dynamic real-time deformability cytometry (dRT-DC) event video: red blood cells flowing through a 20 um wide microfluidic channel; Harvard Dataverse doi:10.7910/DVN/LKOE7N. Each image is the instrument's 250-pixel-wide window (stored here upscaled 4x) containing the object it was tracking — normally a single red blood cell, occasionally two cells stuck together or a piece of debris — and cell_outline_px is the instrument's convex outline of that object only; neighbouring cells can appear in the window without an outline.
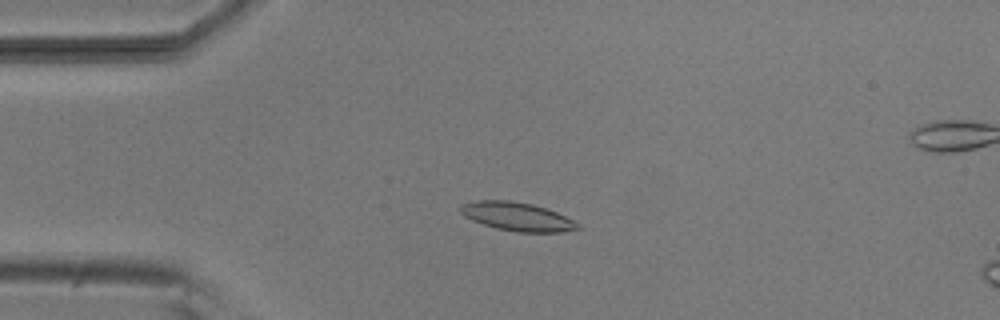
{"species": "common noctule bat (a hibernating species)", "species_latin": "Nyctalus noctula", "temperature_condition": "room temperature", "stored_images_in_passage": 47, "camera_frame_rate_fps": 3000, "um_per_image_px": 0.085, "animal": {"sex": "male", "body_mass_g": 20.5, "forearm_length_mm": 52.5}, "frame": {"image": 1, "passage_image": 13, "time_ms": 4.0, "image_size_px": [1000, 320], "cell_outline_px": [[580, 228], [564, 232], [516, 232], [496, 228], [472, 220], [464, 216], [460, 212], [460, 204], [476, 200], [508, 200], [532, 204], [556, 212], [580, 224]], "centroid_in_image_um": [43.93, 18.41], "position_along_channel_um": 41.1, "area_um2": 19.42}}
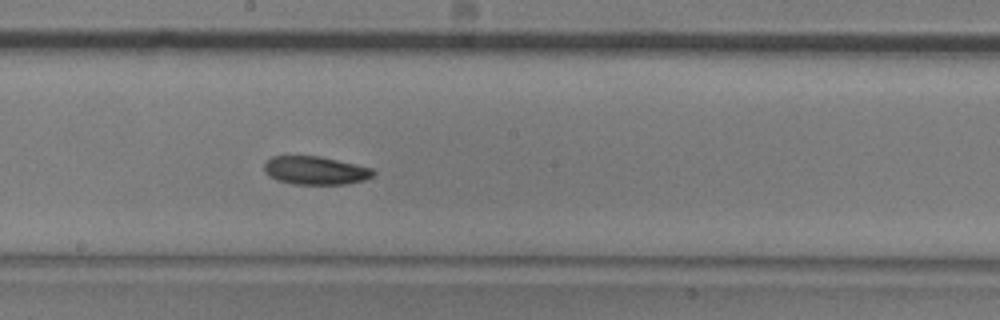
{"frame": {"image": 2, "passage_image": 29, "time_ms": 9.333, "image_size_px": [1000, 320], "cell_outline_px": [[376, 172], [372, 176], [364, 180], [348, 184], [292, 184], [276, 180], [268, 176], [264, 172], [264, 164], [272, 156], [320, 156], [356, 164], [372, 168]], "centroid_in_image_um": [26.8, 14.49], "position_along_channel_um": 221.4, "area_um2": 18.09}}
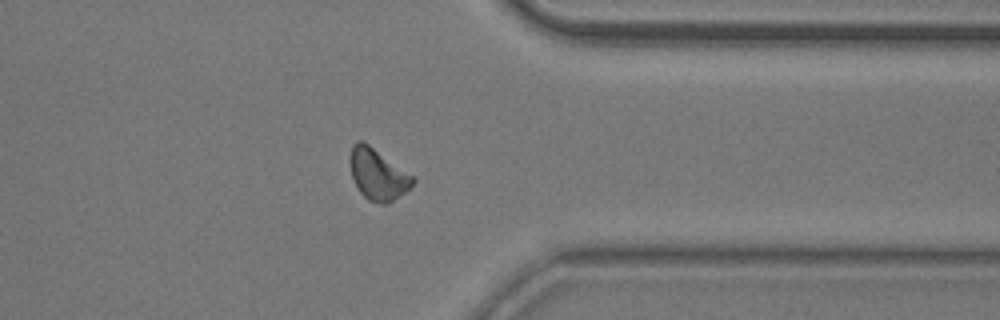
{"frame": {"image": 3, "passage_image": 42, "time_ms": 13.667, "image_size_px": [1000, 320], "cell_outline_px": [[416, 180], [404, 192], [388, 204], [380, 204], [368, 200], [360, 192], [352, 176], [352, 144], [356, 140], [364, 140], [412, 176]], "centroid_in_image_um": [32.11, 14.82], "position_along_channel_um": 379.3, "area_um2": 18.15}}